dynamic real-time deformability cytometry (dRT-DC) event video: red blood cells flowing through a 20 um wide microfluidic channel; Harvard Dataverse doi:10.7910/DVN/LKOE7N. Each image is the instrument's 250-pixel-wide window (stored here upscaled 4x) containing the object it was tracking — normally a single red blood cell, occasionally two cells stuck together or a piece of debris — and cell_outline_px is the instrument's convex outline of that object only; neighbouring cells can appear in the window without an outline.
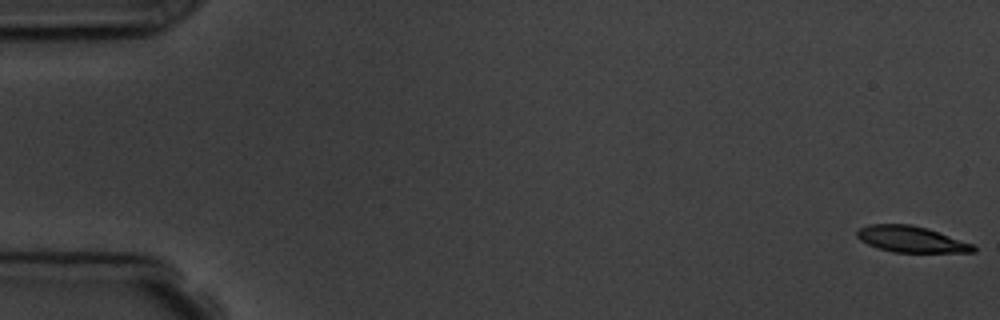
{"species": "common noctule bat (a hibernating species)", "species_latin": "Nyctalus noctula", "temperature_condition": "room temperature", "stored_images_in_passage": 9, "camera_frame_rate_fps": 3000, "um_per_image_px": 0.085, "animal": {"sex": "male", "body_mass_g": 19.5, "forearm_length_mm": 54.6}, "frame": {"image": 1, "passage_image": 1, "time_ms": 0.0, "image_size_px": [1000, 320], "cell_outline_px": [[976, 252], [892, 252], [876, 248], [860, 240], [856, 236], [856, 232], [860, 228], [868, 224], [912, 224], [928, 228], [972, 244], [976, 248]], "centroid_in_image_um": [77.41, 20.33], "position_along_channel_um": 7.6, "area_um2": 17.74}}
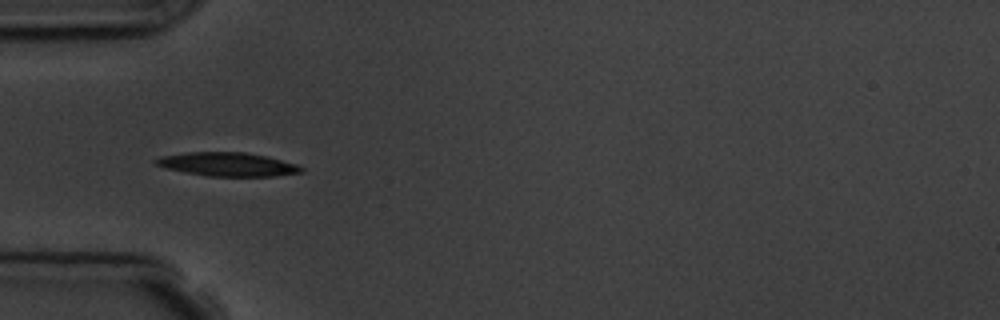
{"frame": {"image": 2, "passage_image": 6, "time_ms": 5.667, "image_size_px": [1000, 320], "cell_outline_px": [[304, 172], [276, 176], [208, 176], [184, 172], [168, 168], [156, 164], [152, 160], [160, 156], [188, 152], [244, 152], [268, 156], [296, 164], [304, 168]], "centroid_in_image_um": [19.37, 13.96], "position_along_channel_um": 65.6, "area_um2": 20.11}}
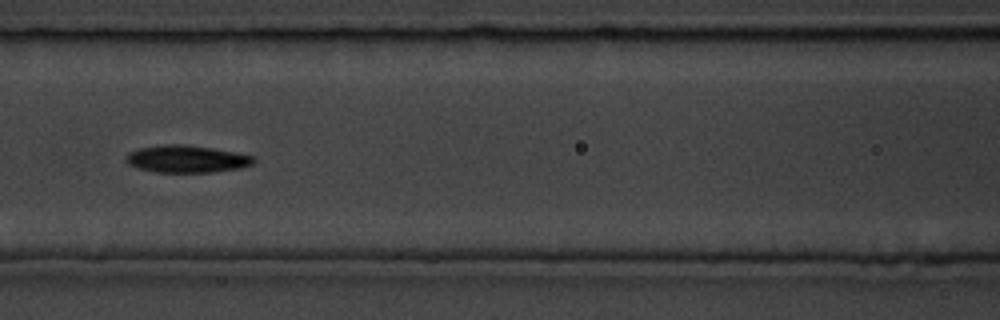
{"frame": {"image": 3, "passage_image": 8, "time_ms": 8.0, "image_size_px": [1000, 320], "cell_outline_px": [[256, 160], [252, 164], [240, 168], [212, 172], [156, 172], [140, 168], [128, 164], [124, 160], [128, 152], [140, 148], [164, 144], [184, 144], [212, 148], [236, 152], [256, 156]], "centroid_in_image_um": [15.88, 13.5], "position_along_channel_um": 150.7, "area_um2": 20.35}}